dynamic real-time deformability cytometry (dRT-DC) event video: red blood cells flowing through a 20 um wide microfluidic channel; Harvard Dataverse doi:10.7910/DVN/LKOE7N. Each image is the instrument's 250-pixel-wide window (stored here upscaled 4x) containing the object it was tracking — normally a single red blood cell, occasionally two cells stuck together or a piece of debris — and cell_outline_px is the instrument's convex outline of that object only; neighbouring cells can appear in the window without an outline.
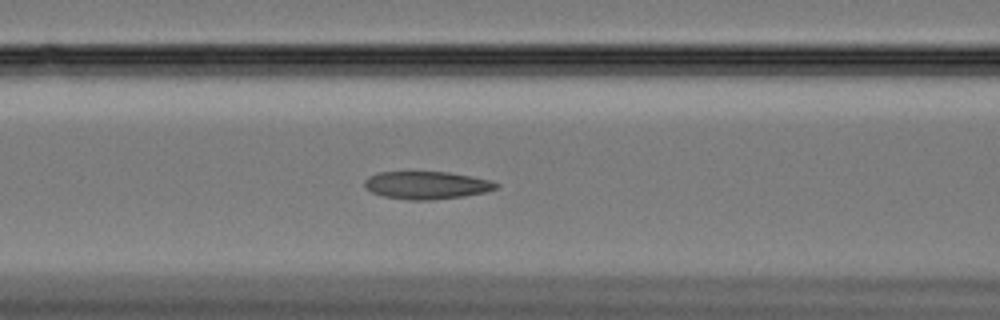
{"species": "Egyptian fruit bat (a non-hibernating species)", "species_latin": "Rousettus aegyptiacus", "temperature_condition": "cold", "stored_images_in_passage": 29, "camera_frame_rate_fps": 3000, "um_per_image_px": 0.085, "animal": {"sex": "female"}, "frame": {"image": 1, "passage_image": 25, "time_ms": 8.0, "image_size_px": [1000, 320], "cell_outline_px": [[500, 184], [496, 188], [484, 192], [464, 196], [432, 200], [408, 200], [384, 196], [372, 192], [364, 188], [364, 180], [368, 176], [376, 172], [448, 172], [492, 180]], "centroid_in_image_um": [36.24, 15.74], "position_along_channel_um": 130.4, "area_um2": 21.33}}